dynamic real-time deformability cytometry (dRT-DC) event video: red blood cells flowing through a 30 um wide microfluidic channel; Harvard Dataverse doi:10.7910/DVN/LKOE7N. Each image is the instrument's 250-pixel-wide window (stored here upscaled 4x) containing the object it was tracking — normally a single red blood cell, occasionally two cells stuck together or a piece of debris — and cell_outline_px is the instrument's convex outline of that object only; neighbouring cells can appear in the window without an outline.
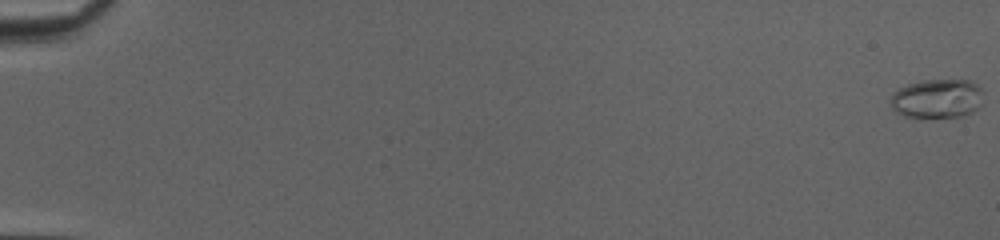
{"species": "common noctule bat (a hibernating species)", "species_latin": "Nyctalus noctula", "temperature_condition": "cold", "stored_images_in_passage": 53, "camera_frame_rate_fps": 3000, "um_per_image_px": 0.085, "animal": {"sex": "female", "body_mass_g": 20.0, "forearm_length_mm": 54.0}, "frame": {"image": 1, "passage_image": 1, "time_ms": 0.0, "image_size_px": [1000, 240], "cell_outline_px": [[984, 92], [980, 104], [972, 112], [964, 116], [924, 120], [920, 120], [904, 116], [896, 112], [892, 108], [892, 92], [908, 84], [924, 80], [972, 80], [984, 88]], "centroid_in_image_um": [79.68, 8.42], "position_along_channel_um": 5.3, "area_um2": 21.96}}
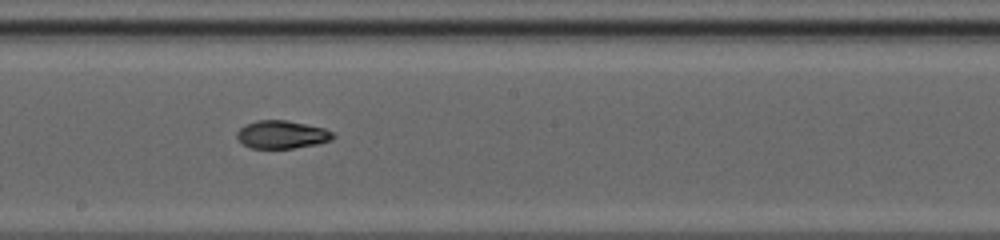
{"frame": {"image": 2, "passage_image": 32, "time_ms": 10.333, "image_size_px": [1000, 240], "cell_outline_px": [[336, 136], [332, 140], [316, 144], [292, 148], [252, 148], [244, 144], [236, 136], [236, 132], [244, 124], [256, 120], [288, 120], [324, 128], [332, 132]], "centroid_in_image_um": [23.96, 11.42], "position_along_channel_um": 224.2, "area_um2": 15.66}}
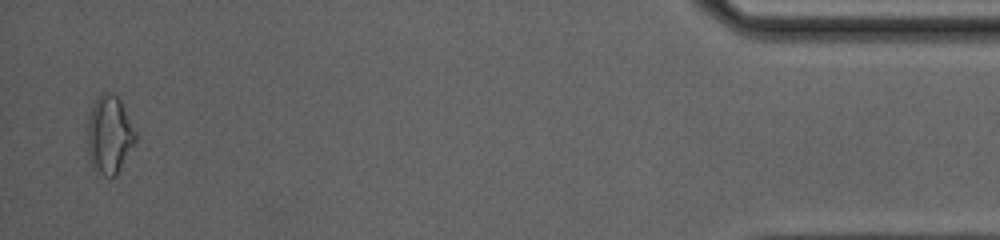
{"frame": {"image": 3, "passage_image": 52, "time_ms": 17.0, "image_size_px": [1000, 240], "cell_outline_px": [[136, 140], [116, 176], [104, 176], [92, 164], [88, 152], [88, 116], [100, 92], [112, 92], [120, 100], [136, 136]], "centroid_in_image_um": [9.28, 11.43], "position_along_channel_um": 425.9, "area_um2": 21.21}, "authors_computed_cell_mechanics": {"area_um2": 16.5308, "velocity_mm_per_s": 4.1548, "shape_relaxation_time_tau1_ms": 9.607, "shape_relaxation_time_tau2_ms": 2.7314, "deformation_change_tau1": 0.2519, "deformation_change_tau2": 0.0821}}